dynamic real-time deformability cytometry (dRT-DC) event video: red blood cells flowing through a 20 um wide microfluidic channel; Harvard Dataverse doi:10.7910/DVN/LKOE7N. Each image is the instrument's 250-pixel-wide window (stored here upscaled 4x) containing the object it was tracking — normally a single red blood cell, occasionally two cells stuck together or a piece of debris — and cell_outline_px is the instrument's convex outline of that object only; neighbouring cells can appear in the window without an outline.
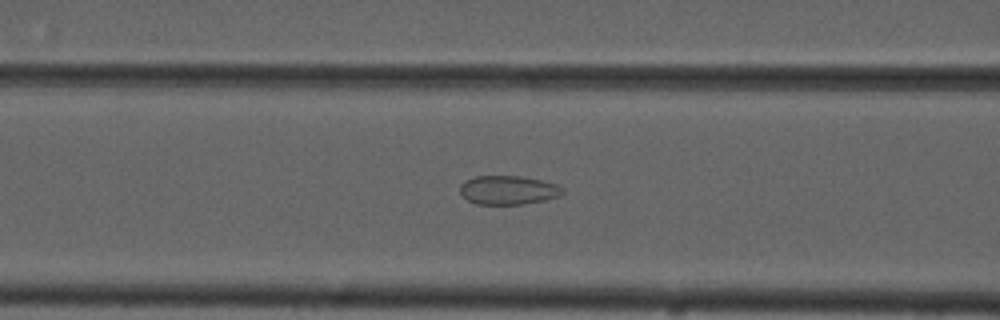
{"species": "common noctule bat (a hibernating species)", "species_latin": "Nyctalus noctula", "temperature_condition": "cold", "stored_images_in_passage": 49, "camera_frame_rate_fps": 3000, "um_per_image_px": 0.085, "animal": {"sex": "male", "forearm_length_mm": 52.5}, "frame": {"image": 1, "passage_image": 17, "time_ms": 5.333, "image_size_px": [1000, 320], "cell_outline_px": [[564, 192], [560, 196], [544, 200], [524, 204], [476, 204], [468, 200], [460, 192], [460, 184], [464, 180], [476, 176], [520, 176], [540, 180], [556, 184], [564, 188]], "centroid_in_image_um": [43.19, 16.15], "position_along_channel_um": 123.4, "area_um2": 17.28}}
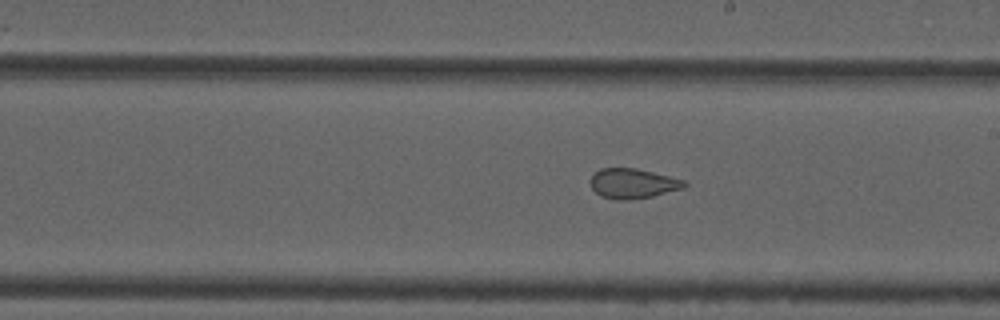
{"frame": {"image": 2, "passage_image": 26, "time_ms": 8.333, "image_size_px": [1000, 320], "cell_outline_px": [[688, 184], [684, 188], [652, 196], [628, 200], [620, 200], [600, 196], [592, 188], [588, 180], [600, 168], [636, 168], [684, 180]], "centroid_in_image_um": [53.77, 15.59], "position_along_channel_um": 235.2, "area_um2": 16.3}}
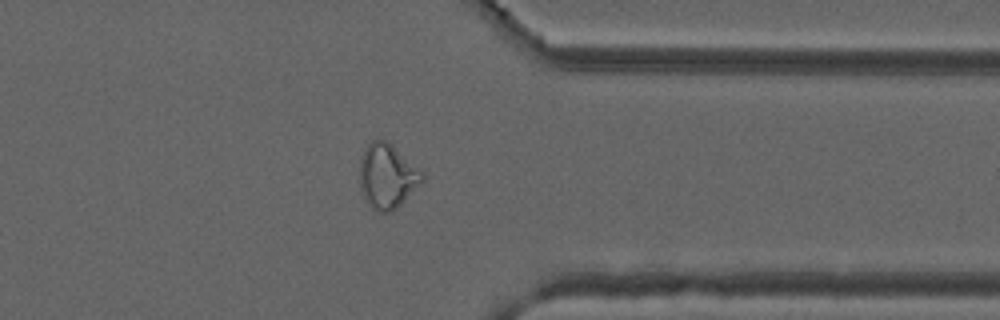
{"frame": {"image": 3, "passage_image": 38, "time_ms": 12.333, "image_size_px": [1000, 320], "cell_outline_px": [[424, 180], [392, 212], [376, 212], [364, 200], [360, 188], [360, 156], [364, 148], [372, 140], [388, 140], [424, 172]], "centroid_in_image_um": [32.9, 14.96], "position_along_channel_um": 378.5, "area_um2": 23.81}, "authors_computed_cell_mechanics": {"area_um2": 21.097, "velocity_mm_per_s": 3.7229, "shape_relaxation_time_tau1_ms": null, "shape_relaxation_time_tau2_ms": 1.0383, "deformation_change_tau1": null, "deformation_change_tau2": 0.0538}}